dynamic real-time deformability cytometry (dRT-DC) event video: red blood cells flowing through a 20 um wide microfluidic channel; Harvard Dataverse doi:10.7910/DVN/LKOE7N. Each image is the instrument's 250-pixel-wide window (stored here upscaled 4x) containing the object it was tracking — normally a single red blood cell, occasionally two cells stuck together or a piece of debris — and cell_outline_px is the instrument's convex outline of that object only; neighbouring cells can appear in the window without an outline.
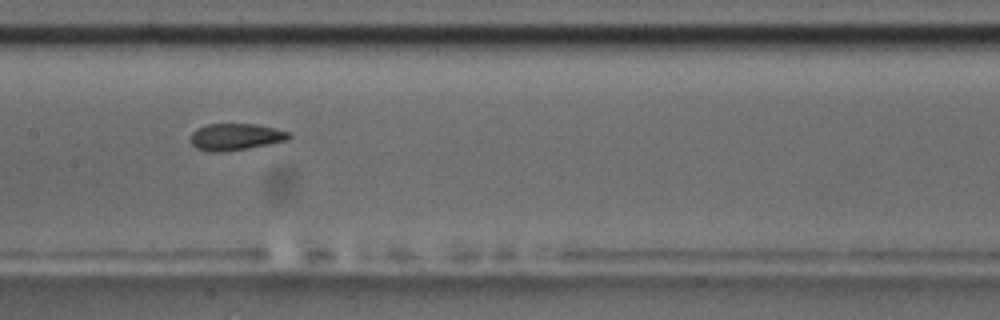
{"species": "common noctule bat (a hibernating species)", "species_latin": "Nyctalus noctula", "temperature_condition": "room temperature", "stored_images_in_passage": 10, "camera_frame_rate_fps": 3000, "um_per_image_px": 0.085, "animal": {"sex": "male", "body_mass_g": 17.5, "forearm_length_mm": 52.3}, "frame": {"image": 1, "passage_image": 7, "time_ms": 6.667, "image_size_px": [1000, 320], "cell_outline_px": [[292, 136], [288, 140], [248, 148], [220, 152], [208, 152], [196, 148], [188, 140], [188, 136], [196, 128], [208, 124], [256, 124], [292, 132]], "centroid_in_image_um": [19.99, 11.63], "position_along_channel_um": 187.4, "area_um2": 15.61}}